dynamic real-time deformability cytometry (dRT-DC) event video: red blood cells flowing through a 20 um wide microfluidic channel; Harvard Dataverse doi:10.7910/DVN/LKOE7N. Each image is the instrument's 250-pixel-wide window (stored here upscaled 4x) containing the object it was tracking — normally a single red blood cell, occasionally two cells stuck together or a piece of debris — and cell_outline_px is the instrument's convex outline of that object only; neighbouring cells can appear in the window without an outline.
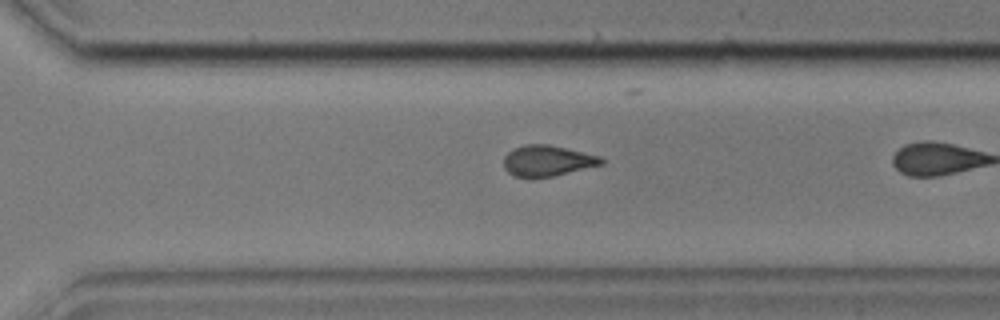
{"species": "common noctule bat (a hibernating species)", "species_latin": "Nyctalus noctula", "temperature_condition": "cold", "stored_images_in_passage": 38, "camera_frame_rate_fps": 3000, "um_per_image_px": 0.085, "animal": {"sex": "male", "body_mass_g": 17.9, "forearm_length_mm": 54.2}, "frame": {"image": 1, "passage_image": 36, "time_ms": 11.667, "image_size_px": [1000, 320], "cell_outline_px": [[604, 164], [552, 176], [532, 180], [512, 176], [504, 168], [504, 156], [512, 148], [524, 144], [548, 144], [600, 156], [604, 160]], "centroid_in_image_um": [46.47, 13.69], "position_along_channel_um": 324.1, "area_um2": 17.92}}